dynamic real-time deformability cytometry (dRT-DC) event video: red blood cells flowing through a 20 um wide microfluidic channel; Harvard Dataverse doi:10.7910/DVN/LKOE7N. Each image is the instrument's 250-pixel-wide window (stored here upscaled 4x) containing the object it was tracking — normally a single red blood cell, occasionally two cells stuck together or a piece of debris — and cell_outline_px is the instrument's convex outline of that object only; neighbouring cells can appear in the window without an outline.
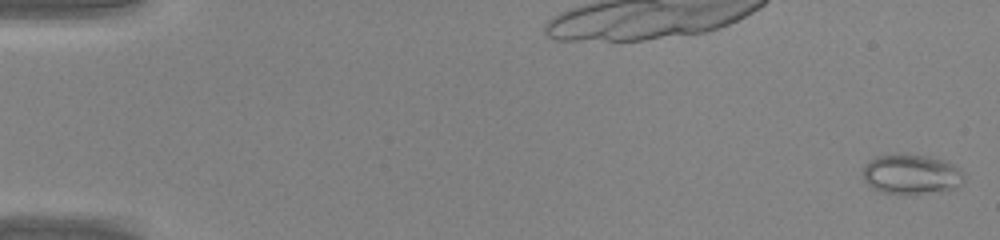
{"species": "common noctule bat (a hibernating species)", "species_latin": "Nyctalus noctula", "temperature_condition": "warm", "stored_images_in_passage": 46, "camera_frame_rate_fps": 3000, "um_per_image_px": 0.085, "animal": {"sex": "male", "body_mass_g": 20.0, "forearm_length_mm": 53.3}, "frame": {"image": 1, "passage_image": 1, "time_ms": 0.0, "image_size_px": [1000, 240], "cell_outline_px": [[964, 180], [956, 188], [940, 192], [908, 196], [904, 196], [880, 192], [872, 188], [864, 180], [864, 168], [876, 156], [908, 152], [928, 156], [952, 164], [964, 172]], "centroid_in_image_um": [77.48, 14.84], "position_along_channel_um": 7.5, "area_um2": 24.16}}
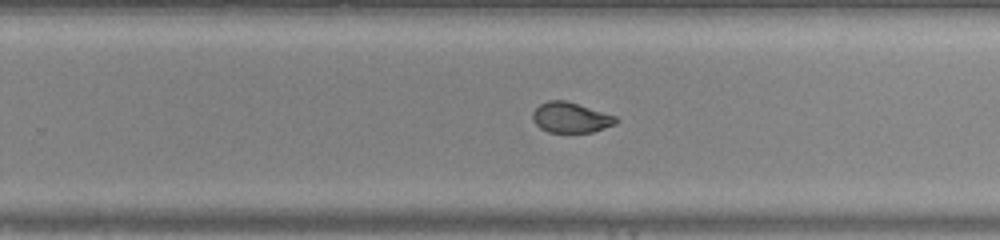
{"frame": {"image": 2, "passage_image": 30, "time_ms": 9.667, "image_size_px": [1000, 240], "cell_outline_px": [[620, 120], [616, 124], [592, 132], [548, 132], [540, 128], [532, 120], [532, 112], [540, 104], [548, 100], [564, 100], [616, 116]], "centroid_in_image_um": [48.5, 9.99], "position_along_channel_um": 281.3, "area_um2": 14.68}}
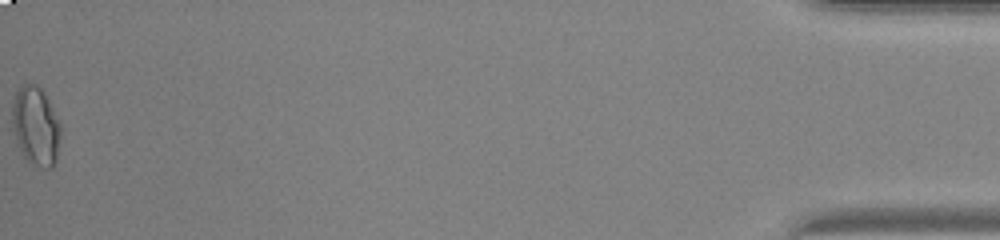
{"frame": {"image": 3, "passage_image": 46, "time_ms": 15.0, "image_size_px": [1000, 240], "cell_outline_px": [[60, 136], [56, 160], [52, 168], [44, 168], [32, 164], [24, 156], [20, 148], [16, 136], [12, 120], [12, 100], [16, 92], [24, 84], [36, 84], [44, 92], [60, 124]], "centroid_in_image_um": [3.04, 10.71], "position_along_channel_um": 432.2, "area_um2": 21.85}}